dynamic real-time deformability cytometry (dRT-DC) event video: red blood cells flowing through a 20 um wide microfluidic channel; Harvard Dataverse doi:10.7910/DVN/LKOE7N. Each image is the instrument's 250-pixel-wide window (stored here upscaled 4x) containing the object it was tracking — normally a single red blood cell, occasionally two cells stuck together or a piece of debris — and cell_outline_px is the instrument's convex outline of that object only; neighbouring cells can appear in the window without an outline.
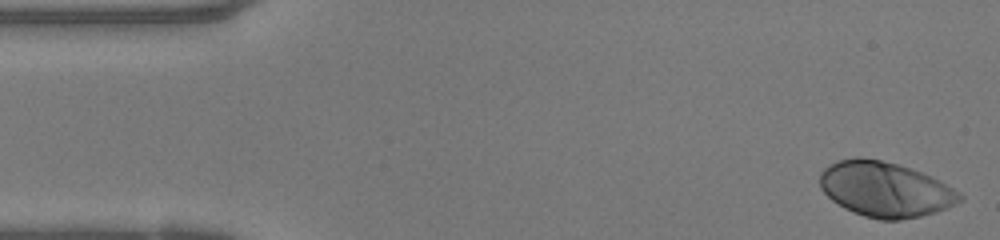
{"species": "human", "species_latin": "Homo sapiens", "temperature_condition": "warm", "stored_images_in_passage": 40, "camera_frame_rate_fps": 3000, "um_per_image_px": 0.085, "donor": {"sex": "female"}, "frame": {"image": 1, "passage_image": 1, "time_ms": 0.0, "image_size_px": [1000, 240], "cell_outline_px": [[964, 200], [936, 212], [920, 216], [900, 220], [880, 220], [864, 216], [852, 212], [844, 208], [832, 200], [820, 188], [820, 172], [828, 164], [836, 160], [856, 156], [860, 156], [880, 160], [896, 164], [932, 176], [940, 180], [960, 192], [964, 196]], "centroid_in_image_um": [75.23, 16.09], "position_along_channel_um": 9.8, "area_um2": 45.14}}
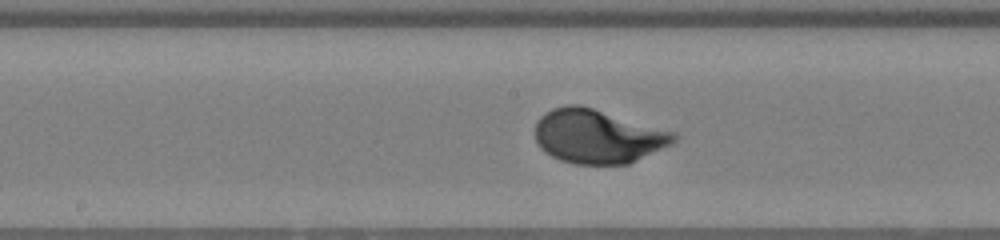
{"frame": {"image": 2, "passage_image": 23, "time_ms": 7.333, "image_size_px": [1000, 240], "cell_outline_px": [[676, 140], [672, 144], [628, 164], [572, 164], [560, 160], [552, 156], [540, 148], [536, 144], [536, 120], [544, 112], [552, 108], [568, 104], [580, 104], [676, 132]], "centroid_in_image_um": [50.78, 11.58], "position_along_channel_um": 197.4, "area_um2": 43.81}}
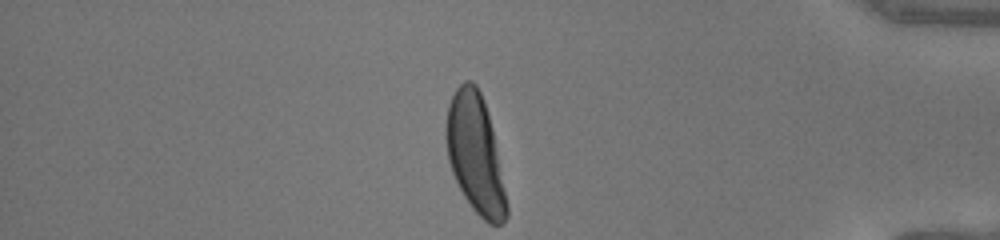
{"frame": {"image": 3, "passage_image": 40, "time_ms": 13.0, "image_size_px": [1000, 240], "cell_outline_px": [[508, 216], [500, 224], [488, 224], [472, 208], [464, 196], [452, 172], [448, 160], [444, 136], [444, 128], [448, 104], [456, 88], [464, 80], [472, 80], [476, 84], [484, 100], [492, 128], [508, 204]], "centroid_in_image_um": [40.37, 13.06], "position_along_channel_um": 394.8, "area_um2": 41.96}, "authors_computed_cell_mechanics": {"area_um2": 42.5697, "velocity_mm_per_s": 4.1404, "shape_relaxation_time_tau1_ms": 2.6704, "shape_relaxation_time_tau2_ms": null, "deformation_change_tau1": 0.1918, "deformation_change_tau2": null}}